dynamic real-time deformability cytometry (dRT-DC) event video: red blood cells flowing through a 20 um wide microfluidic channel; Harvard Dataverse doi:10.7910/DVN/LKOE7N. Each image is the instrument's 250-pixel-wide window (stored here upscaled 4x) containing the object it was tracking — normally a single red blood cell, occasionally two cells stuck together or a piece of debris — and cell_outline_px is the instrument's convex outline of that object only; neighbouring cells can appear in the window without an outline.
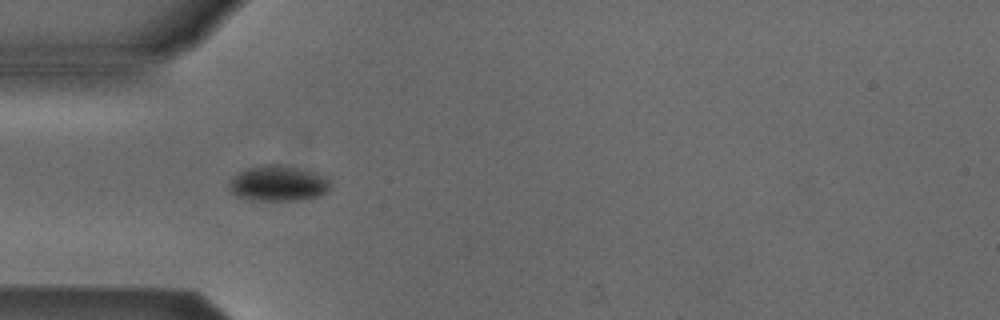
{"species": "Egyptian fruit bat (a non-hibernating species)", "species_latin": "Rousettus aegyptiacus", "temperature_condition": "cold", "stored_images_in_passage": 5, "segment_of_instrument_passage": [2, 2], "camera_frame_rate_fps": 3000, "um_per_image_px": 0.085, "animal": {"sex": "male"}, "frame": {"image": 1, "passage_image": 4, "time_ms": 1.0, "image_size_px": [1000, 320], "cell_outline_px": [[328, 188], [320, 196], [296, 200], [248, 200], [236, 196], [232, 192], [232, 180], [240, 172], [248, 168], [264, 164], [276, 164], [308, 168], [324, 176], [328, 180]], "centroid_in_image_um": [23.68, 15.57], "position_along_channel_um": 61.3, "area_um2": 20.75}}